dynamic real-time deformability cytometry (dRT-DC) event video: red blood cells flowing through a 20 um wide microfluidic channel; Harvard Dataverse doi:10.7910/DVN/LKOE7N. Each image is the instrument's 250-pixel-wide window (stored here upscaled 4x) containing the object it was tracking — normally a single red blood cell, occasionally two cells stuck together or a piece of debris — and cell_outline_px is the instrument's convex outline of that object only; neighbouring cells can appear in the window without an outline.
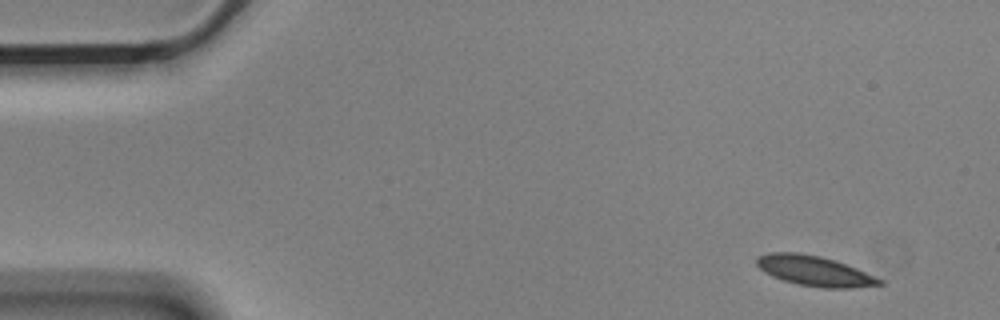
{"species": "Egyptian fruit bat (a non-hibernating species)", "species_latin": "Rousettus aegyptiacus", "temperature_condition": "cold", "stored_images_in_passage": 6, "camera_frame_rate_fps": 3000, "um_per_image_px": 0.085, "animal": {"sex": "male"}, "frame": {"image": 1, "passage_image": 1, "time_ms": 0.0, "image_size_px": [1000, 320], "cell_outline_px": [[884, 284], [852, 288], [824, 288], [796, 284], [772, 276], [764, 272], [756, 264], [756, 260], [760, 256], [772, 252], [800, 252], [820, 256], [856, 268], [884, 280]], "centroid_in_image_um": [69.24, 23.03], "position_along_channel_um": 15.8, "area_um2": 21.39}}
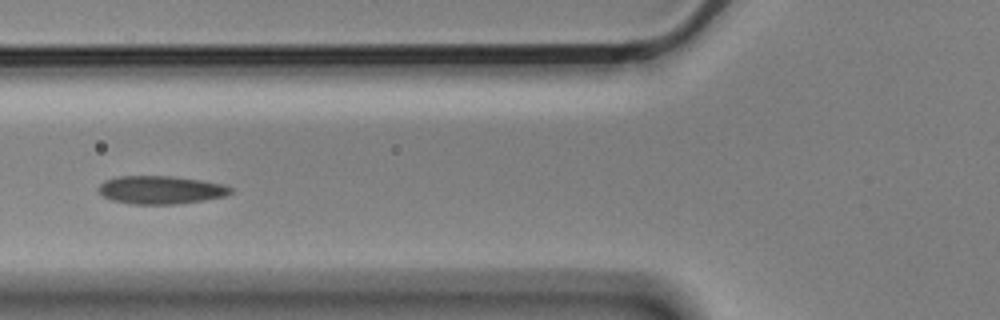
{"frame": {"image": 2, "passage_image": 5, "time_ms": 1.333, "image_size_px": [1000, 320], "cell_outline_px": [[232, 192], [224, 196], [204, 200], [176, 204], [132, 204], [112, 200], [104, 196], [96, 188], [104, 180], [116, 176], [172, 176], [200, 180], [220, 184], [232, 188]], "centroid_in_image_um": [13.61, 16.14], "position_along_channel_um": 112.2, "area_um2": 21.56}}
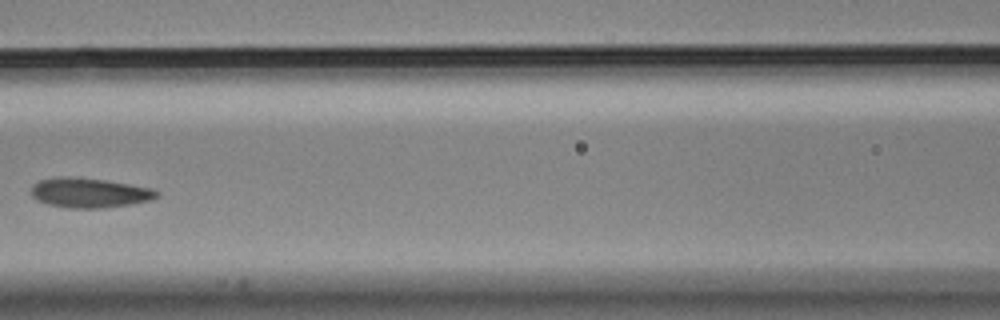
{"frame": {"image": 3, "passage_image": 6, "time_ms": 1.667, "image_size_px": [1000, 320], "cell_outline_px": [[160, 196], [152, 200], [132, 204], [104, 208], [68, 208], [48, 204], [36, 200], [32, 196], [32, 184], [40, 180], [56, 176], [72, 176], [104, 180], [152, 188], [160, 192]], "centroid_in_image_um": [7.61, 16.38], "position_along_channel_um": 159.0, "area_um2": 22.02}}